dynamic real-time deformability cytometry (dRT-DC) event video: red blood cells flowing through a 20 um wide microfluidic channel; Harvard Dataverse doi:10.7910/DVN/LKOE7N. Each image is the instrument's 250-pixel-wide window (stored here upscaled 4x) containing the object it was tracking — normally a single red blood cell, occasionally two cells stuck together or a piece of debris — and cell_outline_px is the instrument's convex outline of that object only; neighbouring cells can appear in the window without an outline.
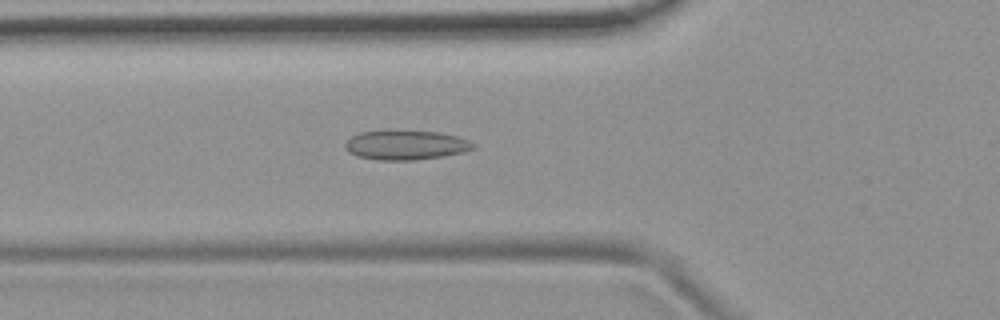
{"species": "common noctule bat (a hibernating species)", "species_latin": "Nyctalus noctula", "temperature_condition": "room temperature", "stored_images_in_passage": 43, "camera_frame_rate_fps": 3000, "um_per_image_px": 0.085, "animal": {"sex": "female", "body_mass_g": 19.9}, "frame": {"image": 1, "passage_image": 9, "time_ms": 2.667, "image_size_px": [1000, 320], "cell_outline_px": [[476, 144], [472, 148], [460, 152], [440, 156], [416, 160], [376, 160], [356, 156], [348, 152], [344, 144], [352, 136], [360, 132], [388, 128], [396, 128], [436, 132], [456, 136], [468, 140]], "centroid_in_image_um": [34.4, 12.29], "position_along_channel_um": 91.4, "area_um2": 22.48}}
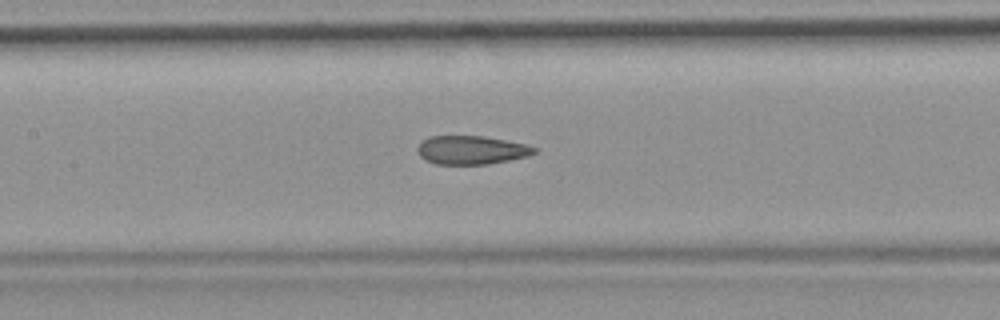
{"frame": {"image": 2, "passage_image": 15, "time_ms": 4.667, "image_size_px": [1000, 320], "cell_outline_px": [[536, 152], [528, 156], [488, 164], [436, 164], [424, 160], [420, 156], [416, 148], [428, 136], [484, 136], [524, 144], [536, 148]], "centroid_in_image_um": [40.03, 12.75], "position_along_channel_um": 167.4, "area_um2": 19.31}}
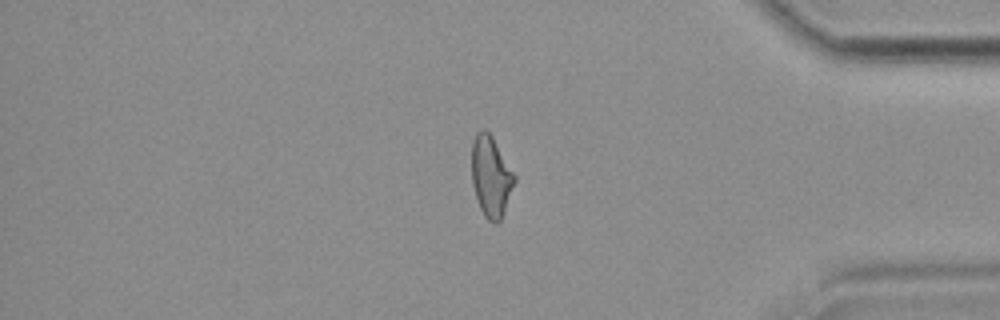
{"frame": {"image": 3, "passage_image": 35, "time_ms": 11.333, "image_size_px": [1000, 320], "cell_outline_px": [[516, 180], [504, 212], [500, 220], [496, 224], [492, 224], [484, 216], [480, 208], [472, 184], [472, 140], [476, 132], [484, 128], [492, 136], [516, 176]], "centroid_in_image_um": [41.73, 15.0], "position_along_channel_um": 393.5, "area_um2": 20.17}, "authors_computed_cell_mechanics": {"area_um2": 20.4034, "velocity_mm_per_s": 3.7822, "shape_relaxation_time_tau1_ms": null, "shape_relaxation_time_tau2_ms": 2.0388, "deformation_change_tau1": null, "deformation_change_tau2": 0.0896}}